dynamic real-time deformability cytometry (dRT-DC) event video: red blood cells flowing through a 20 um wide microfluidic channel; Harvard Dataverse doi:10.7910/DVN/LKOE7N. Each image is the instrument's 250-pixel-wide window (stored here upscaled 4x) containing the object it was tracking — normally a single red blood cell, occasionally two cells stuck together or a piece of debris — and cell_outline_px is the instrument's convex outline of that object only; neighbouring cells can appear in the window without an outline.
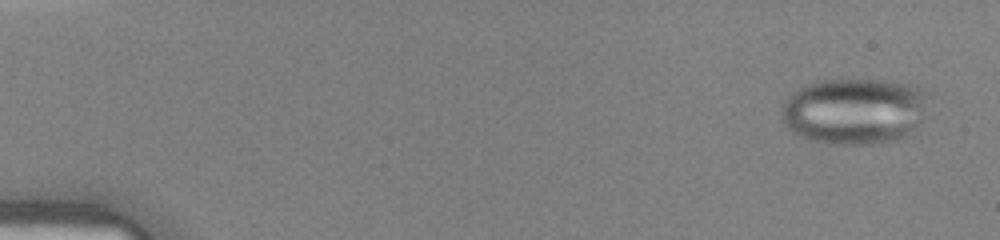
{"species": "human", "species_latin": "Homo sapiens", "temperature_condition": "warm", "stored_images_in_passage": 43, "camera_frame_rate_fps": 3000, "um_per_image_px": 0.085, "donor": {"sex": "female"}, "frame": {"image": 1, "passage_image": 2, "time_ms": 0.333, "image_size_px": [1000, 240], "cell_outline_px": [[924, 96], [920, 120], [908, 136], [896, 140], [872, 144], [832, 144], [808, 140], [792, 132], [784, 124], [780, 112], [780, 104], [792, 92], [804, 84], [816, 80], [840, 76], [876, 80], [904, 84], [920, 88], [924, 92]], "centroid_in_image_um": [72.48, 9.41], "position_along_channel_um": 12.5, "area_um2": 57.4}}
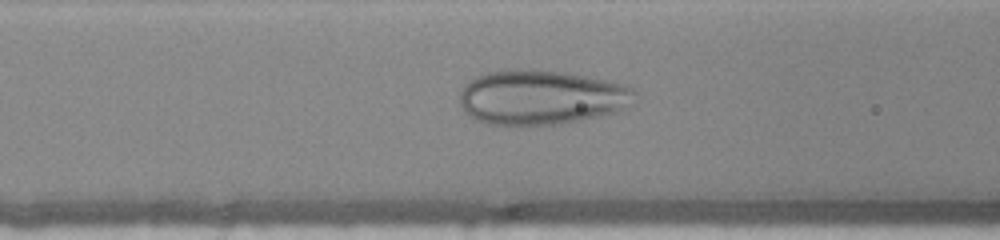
{"frame": {"image": 2, "passage_image": 18, "time_ms": 5.667, "image_size_px": [1000, 240], "cell_outline_px": [[636, 92], [628, 108], [616, 112], [584, 120], [560, 124], [484, 124], [464, 112], [460, 104], [460, 88], [468, 80], [476, 76], [488, 72], [516, 68], [564, 72], [588, 76], [608, 80], [624, 84], [632, 88]], "centroid_in_image_um": [46.0, 8.26], "position_along_channel_um": 120.6, "area_um2": 56.18}}
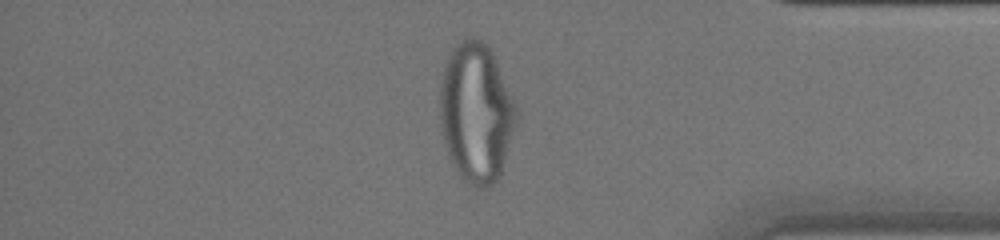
{"frame": {"image": 3, "passage_image": 37, "time_ms": 12.0, "image_size_px": [1000, 240], "cell_outline_px": [[516, 124], [500, 176], [492, 184], [484, 188], [480, 188], [472, 184], [460, 176], [452, 164], [444, 144], [440, 124], [440, 80], [444, 64], [448, 52], [460, 40], [480, 40], [492, 52], [516, 104]], "centroid_in_image_um": [40.45, 9.59], "position_along_channel_um": 394.8, "area_um2": 61.85}}